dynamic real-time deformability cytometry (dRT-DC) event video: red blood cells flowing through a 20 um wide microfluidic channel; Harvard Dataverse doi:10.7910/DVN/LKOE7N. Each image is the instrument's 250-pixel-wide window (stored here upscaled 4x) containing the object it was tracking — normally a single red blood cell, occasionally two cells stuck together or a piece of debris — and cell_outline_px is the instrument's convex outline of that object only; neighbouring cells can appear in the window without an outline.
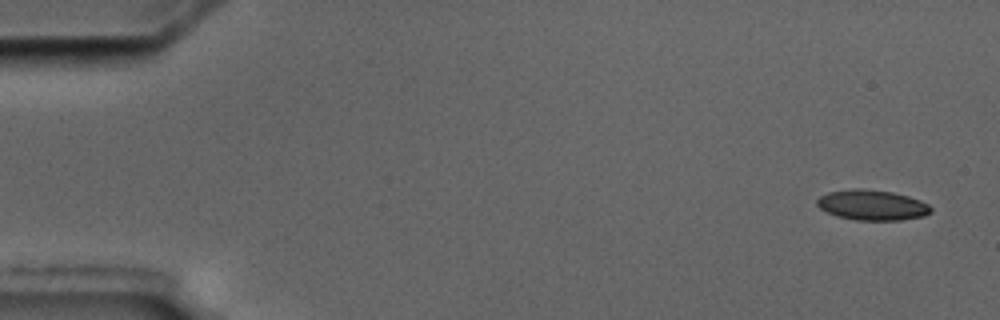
{"species": "common noctule bat (a hibernating species)", "species_latin": "Nyctalus noctula", "temperature_condition": "cold", "stored_images_in_passage": 5, "camera_frame_rate_fps": 3000, "um_per_image_px": 0.085, "animal": {"sex": "male", "body_mass_g": 17.5, "forearm_length_mm": 52.3}, "frame": {"image": 1, "passage_image": 1, "time_ms": 0.0, "image_size_px": [1000, 320], "cell_outline_px": [[932, 212], [924, 216], [900, 220], [856, 220], [836, 216], [820, 208], [816, 204], [816, 200], [820, 196], [828, 192], [852, 188], [860, 188], [892, 192], [908, 196], [920, 200], [928, 204], [932, 208]], "centroid_in_image_um": [74.13, 17.43], "position_along_channel_um": 10.9, "area_um2": 20.17}}
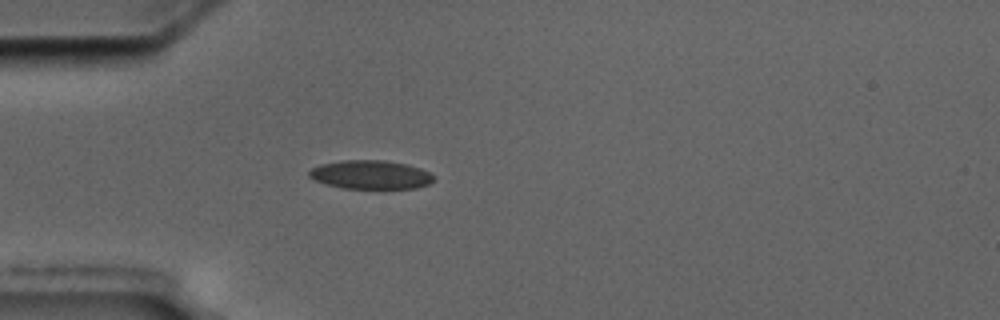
{"frame": {"image": 2, "passage_image": 5, "time_ms": 4.667, "image_size_px": [1000, 320], "cell_outline_px": [[436, 180], [428, 184], [416, 188], [340, 188], [316, 180], [308, 176], [308, 172], [312, 168], [320, 164], [344, 160], [384, 160], [408, 164], [420, 168], [428, 172]], "centroid_in_image_um": [31.51, 14.84], "position_along_channel_um": 53.5, "area_um2": 20.75}}